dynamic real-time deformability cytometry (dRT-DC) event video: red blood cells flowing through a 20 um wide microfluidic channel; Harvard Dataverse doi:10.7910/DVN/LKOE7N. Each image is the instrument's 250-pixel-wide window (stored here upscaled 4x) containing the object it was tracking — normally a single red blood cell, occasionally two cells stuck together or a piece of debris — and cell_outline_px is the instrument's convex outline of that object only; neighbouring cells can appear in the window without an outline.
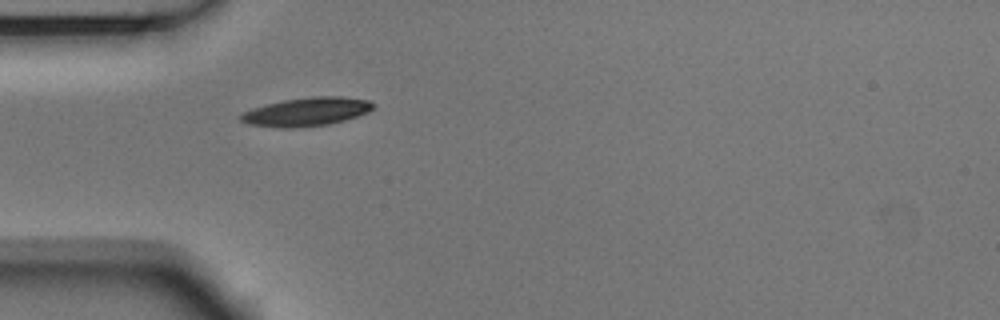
{"species": "Egyptian fruit bat (a non-hibernating species)", "species_latin": "Rousettus aegyptiacus", "temperature_condition": "room temperature", "stored_images_in_passage": 36, "camera_frame_rate_fps": 3000, "um_per_image_px": 0.085, "animal": {"sex": "male"}, "frame": {"image": 1, "passage_image": 1, "time_ms": 0.0, "image_size_px": [1000, 320], "cell_outline_px": [[376, 104], [368, 112], [344, 120], [328, 124], [296, 128], [280, 128], [248, 124], [240, 120], [240, 116], [244, 112], [252, 108], [284, 100], [312, 96], [340, 96], [368, 100]], "centroid_in_image_um": [26.06, 9.5], "position_along_channel_um": 58.9, "area_um2": 21.91}}
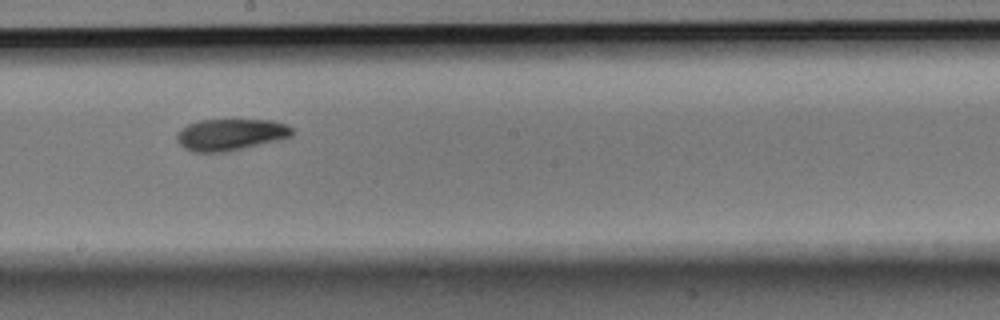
{"frame": {"image": 2, "passage_image": 15, "time_ms": 4.667, "image_size_px": [1000, 320], "cell_outline_px": [[292, 136], [280, 140], [224, 152], [196, 152], [184, 148], [176, 140], [176, 132], [180, 128], [188, 124], [200, 120], [272, 120], [288, 124], [292, 128]], "centroid_in_image_um": [19.58, 11.43], "position_along_channel_um": 228.6, "area_um2": 21.33}}
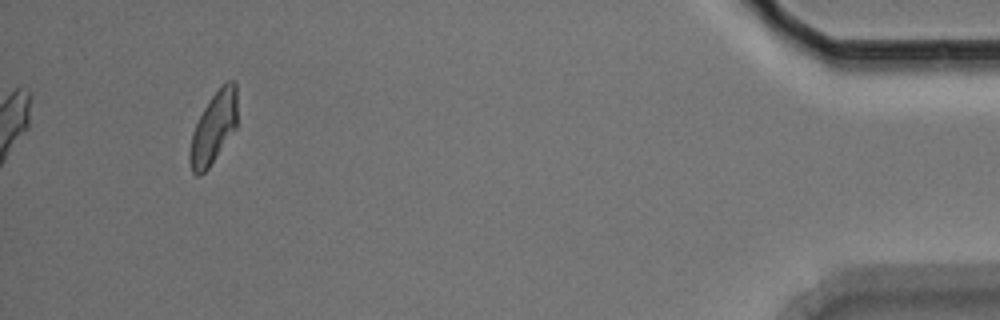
{"frame": {"image": 3, "passage_image": 36, "time_ms": 11.667, "image_size_px": [1000, 320], "cell_outline_px": [[236, 128], [208, 168], [200, 176], [196, 176], [192, 172], [188, 160], [188, 152], [192, 132], [204, 108], [212, 96], [228, 80], [236, 80]], "centroid_in_image_um": [18.13, 10.91], "position_along_channel_um": 417.1, "area_um2": 19.59}, "authors_computed_cell_mechanics": {"area_um2": 21.0681, "velocity_mm_per_s": 3.6861, "shape_relaxation_time_tau1_ms": 3.4781, "shape_relaxation_time_tau2_ms": 6.6909, "deformation_change_tau1": 0.1193, "deformation_change_tau2": 0.1162}}